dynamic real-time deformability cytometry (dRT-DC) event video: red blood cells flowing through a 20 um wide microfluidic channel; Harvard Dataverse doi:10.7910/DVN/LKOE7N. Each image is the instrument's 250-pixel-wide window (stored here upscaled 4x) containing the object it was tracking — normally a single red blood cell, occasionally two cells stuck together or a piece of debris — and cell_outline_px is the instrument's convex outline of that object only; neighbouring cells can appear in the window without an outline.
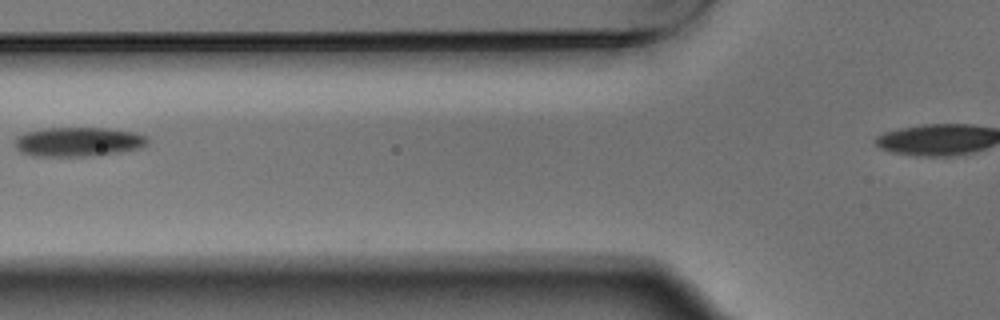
{"species": "Egyptian fruit bat (a non-hibernating species)", "species_latin": "Rousettus aegyptiacus", "temperature_condition": "warm", "stored_images_in_passage": 3, "camera_frame_rate_fps": 3000, "um_per_image_px": 0.085, "animal": {"sex": "male"}, "frame": {"image": 1, "passage_image": 3, "time_ms": 0.667, "image_size_px": [1000, 320], "cell_outline_px": [[148, 144], [144, 148], [120, 152], [84, 156], [32, 156], [20, 152], [16, 148], [16, 136], [28, 132], [44, 128], [108, 128], [136, 132], [148, 136]], "centroid_in_image_um": [6.71, 12.05], "position_along_channel_um": 119.1, "area_um2": 22.83}}